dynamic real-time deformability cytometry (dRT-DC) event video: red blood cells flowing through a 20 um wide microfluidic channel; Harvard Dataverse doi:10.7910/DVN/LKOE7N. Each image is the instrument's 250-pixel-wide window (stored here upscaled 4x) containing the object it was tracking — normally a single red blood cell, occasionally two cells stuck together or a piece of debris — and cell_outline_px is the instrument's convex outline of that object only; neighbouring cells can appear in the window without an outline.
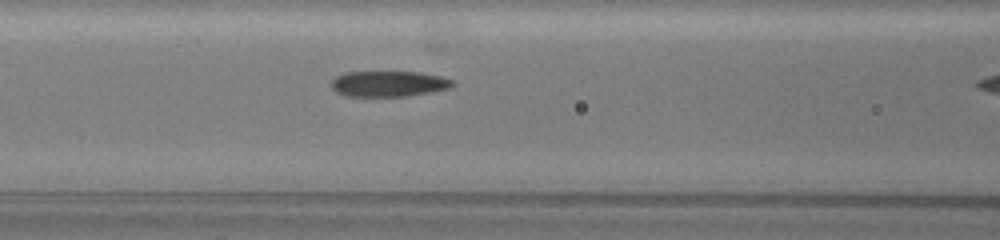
{"species": "common noctule bat (a hibernating species)", "species_latin": "Nyctalus noctula", "temperature_condition": "warm", "stored_images_in_passage": 8, "camera_frame_rate_fps": 3000, "um_per_image_px": 0.085, "animal": {"sex": "female", "body_mass_g": 19.5, "forearm_length_mm": 54.1}, "frame": {"image": 1, "passage_image": 7, "time_ms": 2.0, "image_size_px": [1000, 240], "cell_outline_px": [[456, 84], [448, 88], [432, 92], [408, 96], [348, 96], [336, 92], [332, 88], [332, 80], [336, 76], [344, 72], [420, 72], [440, 76], [452, 80]], "centroid_in_image_um": [33.04, 7.12], "position_along_channel_um": 133.6, "area_um2": 18.15}}